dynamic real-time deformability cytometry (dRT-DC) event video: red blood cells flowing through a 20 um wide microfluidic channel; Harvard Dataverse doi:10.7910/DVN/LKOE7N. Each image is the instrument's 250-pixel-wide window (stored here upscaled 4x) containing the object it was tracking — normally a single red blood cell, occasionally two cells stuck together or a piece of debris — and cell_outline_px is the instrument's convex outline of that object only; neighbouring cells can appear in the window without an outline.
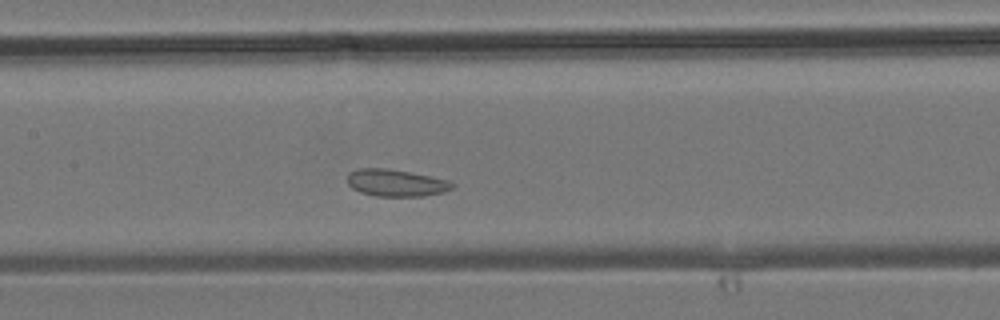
{"species": "common noctule bat (a hibernating species)", "species_latin": "Nyctalus noctula", "temperature_condition": "room temperature", "stored_images_in_passage": 27, "camera_frame_rate_fps": 3000, "um_per_image_px": 0.085, "animal": {"sex": "male", "body_mass_g": 19.2, "forearm_length_mm": 51.8}, "frame": {"image": 1, "passage_image": 11, "time_ms": 3.333, "image_size_px": [1000, 320], "cell_outline_px": [[456, 184], [452, 188], [444, 192], [424, 196], [376, 196], [360, 192], [352, 188], [348, 184], [348, 172], [356, 168], [384, 168], [408, 172], [448, 180]], "centroid_in_image_um": [33.64, 15.54], "position_along_channel_um": 173.8, "area_um2": 16.47}}
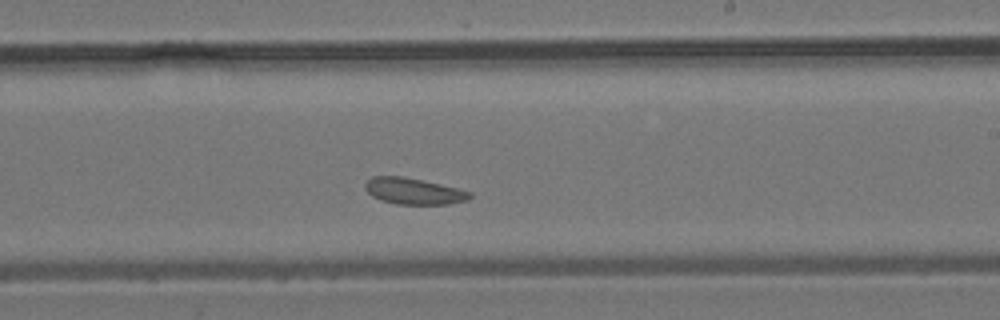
{"frame": {"image": 2, "passage_image": 16, "time_ms": 5.0, "image_size_px": [1000, 320], "cell_outline_px": [[472, 196], [468, 200], [448, 204], [396, 204], [380, 200], [372, 196], [364, 188], [364, 184], [372, 176], [404, 176], [440, 184], [472, 192]], "centroid_in_image_um": [35.14, 16.25], "position_along_channel_um": 253.9, "area_um2": 16.07}}
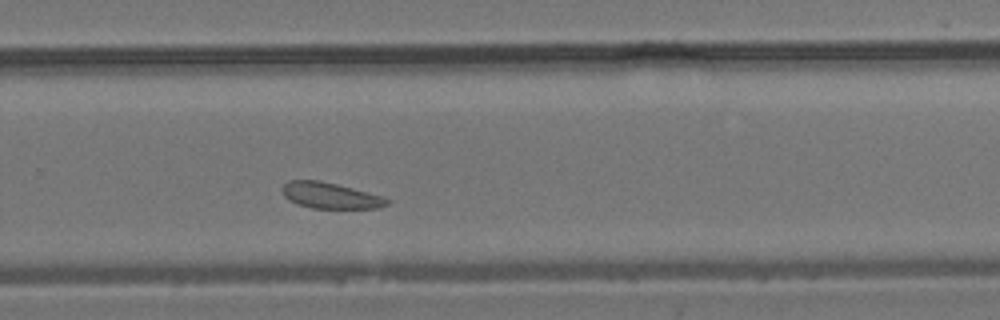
{"frame": {"image": 3, "passage_image": 19, "time_ms": 6.0, "image_size_px": [1000, 320], "cell_outline_px": [[392, 200], [388, 204], [380, 208], [312, 208], [296, 204], [288, 200], [284, 196], [280, 188], [288, 180], [320, 180], [384, 196]], "centroid_in_image_um": [28.07, 16.62], "position_along_channel_um": 301.7, "area_um2": 16.07}}